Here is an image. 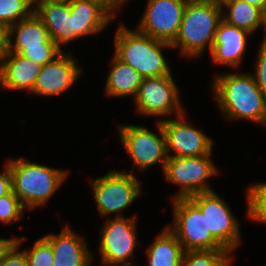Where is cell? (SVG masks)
<instances>
[{
    "label": "cell",
    "instance_id": "obj_1",
    "mask_svg": "<svg viewBox=\"0 0 266 266\" xmlns=\"http://www.w3.org/2000/svg\"><path fill=\"white\" fill-rule=\"evenodd\" d=\"M216 73L211 89L225 120H248L266 127V96L251 72Z\"/></svg>",
    "mask_w": 266,
    "mask_h": 266
},
{
    "label": "cell",
    "instance_id": "obj_2",
    "mask_svg": "<svg viewBox=\"0 0 266 266\" xmlns=\"http://www.w3.org/2000/svg\"><path fill=\"white\" fill-rule=\"evenodd\" d=\"M7 161L13 192L24 207L31 211L47 205L70 173L69 170L35 163L21 156Z\"/></svg>",
    "mask_w": 266,
    "mask_h": 266
},
{
    "label": "cell",
    "instance_id": "obj_3",
    "mask_svg": "<svg viewBox=\"0 0 266 266\" xmlns=\"http://www.w3.org/2000/svg\"><path fill=\"white\" fill-rule=\"evenodd\" d=\"M114 55L132 66L142 78L160 77L171 74L169 59L164 49H173L170 43L154 39L120 23L114 34Z\"/></svg>",
    "mask_w": 266,
    "mask_h": 266
},
{
    "label": "cell",
    "instance_id": "obj_4",
    "mask_svg": "<svg viewBox=\"0 0 266 266\" xmlns=\"http://www.w3.org/2000/svg\"><path fill=\"white\" fill-rule=\"evenodd\" d=\"M222 14L219 4L187 2L172 48L190 59L201 57L206 49L210 52Z\"/></svg>",
    "mask_w": 266,
    "mask_h": 266
},
{
    "label": "cell",
    "instance_id": "obj_5",
    "mask_svg": "<svg viewBox=\"0 0 266 266\" xmlns=\"http://www.w3.org/2000/svg\"><path fill=\"white\" fill-rule=\"evenodd\" d=\"M135 167L128 171L109 170L105 175L90 180L98 214L107 219L110 215L122 217V212L142 196L141 183L134 174Z\"/></svg>",
    "mask_w": 266,
    "mask_h": 266
},
{
    "label": "cell",
    "instance_id": "obj_6",
    "mask_svg": "<svg viewBox=\"0 0 266 266\" xmlns=\"http://www.w3.org/2000/svg\"><path fill=\"white\" fill-rule=\"evenodd\" d=\"M6 51L45 65L63 51L50 37L41 18L33 11L7 29ZM13 38V39H12Z\"/></svg>",
    "mask_w": 266,
    "mask_h": 266
},
{
    "label": "cell",
    "instance_id": "obj_7",
    "mask_svg": "<svg viewBox=\"0 0 266 266\" xmlns=\"http://www.w3.org/2000/svg\"><path fill=\"white\" fill-rule=\"evenodd\" d=\"M156 132L143 125H118V135L128 157L139 172L161 163L162 172L167 162L166 136L160 121L156 122ZM158 131V132H157Z\"/></svg>",
    "mask_w": 266,
    "mask_h": 266
},
{
    "label": "cell",
    "instance_id": "obj_8",
    "mask_svg": "<svg viewBox=\"0 0 266 266\" xmlns=\"http://www.w3.org/2000/svg\"><path fill=\"white\" fill-rule=\"evenodd\" d=\"M137 216L107 218L100 227L99 253L101 264L137 266L134 259L137 240ZM133 258V259H132Z\"/></svg>",
    "mask_w": 266,
    "mask_h": 266
},
{
    "label": "cell",
    "instance_id": "obj_9",
    "mask_svg": "<svg viewBox=\"0 0 266 266\" xmlns=\"http://www.w3.org/2000/svg\"><path fill=\"white\" fill-rule=\"evenodd\" d=\"M172 223L166 225L184 251L226 250L207 229L206 217L189 198L171 200Z\"/></svg>",
    "mask_w": 266,
    "mask_h": 266
},
{
    "label": "cell",
    "instance_id": "obj_10",
    "mask_svg": "<svg viewBox=\"0 0 266 266\" xmlns=\"http://www.w3.org/2000/svg\"><path fill=\"white\" fill-rule=\"evenodd\" d=\"M212 154L196 157H168L163 174L166 181L178 185L171 199L188 198L191 195L213 191L208 180L219 172Z\"/></svg>",
    "mask_w": 266,
    "mask_h": 266
},
{
    "label": "cell",
    "instance_id": "obj_11",
    "mask_svg": "<svg viewBox=\"0 0 266 266\" xmlns=\"http://www.w3.org/2000/svg\"><path fill=\"white\" fill-rule=\"evenodd\" d=\"M172 74L142 79L138 93L133 99L136 114L156 117L157 121H162L165 117H176L186 112Z\"/></svg>",
    "mask_w": 266,
    "mask_h": 266
},
{
    "label": "cell",
    "instance_id": "obj_12",
    "mask_svg": "<svg viewBox=\"0 0 266 266\" xmlns=\"http://www.w3.org/2000/svg\"><path fill=\"white\" fill-rule=\"evenodd\" d=\"M206 217L207 229L231 254L242 244L240 220L228 202L215 191L197 193L188 197Z\"/></svg>",
    "mask_w": 266,
    "mask_h": 266
},
{
    "label": "cell",
    "instance_id": "obj_13",
    "mask_svg": "<svg viewBox=\"0 0 266 266\" xmlns=\"http://www.w3.org/2000/svg\"><path fill=\"white\" fill-rule=\"evenodd\" d=\"M186 112L160 121L166 136L168 157H196L213 154L214 141L203 130L188 123Z\"/></svg>",
    "mask_w": 266,
    "mask_h": 266
},
{
    "label": "cell",
    "instance_id": "obj_14",
    "mask_svg": "<svg viewBox=\"0 0 266 266\" xmlns=\"http://www.w3.org/2000/svg\"><path fill=\"white\" fill-rule=\"evenodd\" d=\"M186 4V0H148L136 29L171 44L178 34Z\"/></svg>",
    "mask_w": 266,
    "mask_h": 266
},
{
    "label": "cell",
    "instance_id": "obj_15",
    "mask_svg": "<svg viewBox=\"0 0 266 266\" xmlns=\"http://www.w3.org/2000/svg\"><path fill=\"white\" fill-rule=\"evenodd\" d=\"M62 52L53 61L43 65L31 95L37 97L59 96L72 89L83 73L77 59L70 51Z\"/></svg>",
    "mask_w": 266,
    "mask_h": 266
},
{
    "label": "cell",
    "instance_id": "obj_16",
    "mask_svg": "<svg viewBox=\"0 0 266 266\" xmlns=\"http://www.w3.org/2000/svg\"><path fill=\"white\" fill-rule=\"evenodd\" d=\"M251 33L225 22L223 19L215 33V40L210 52L211 62L238 69L247 51ZM240 65V66H239Z\"/></svg>",
    "mask_w": 266,
    "mask_h": 266
},
{
    "label": "cell",
    "instance_id": "obj_17",
    "mask_svg": "<svg viewBox=\"0 0 266 266\" xmlns=\"http://www.w3.org/2000/svg\"><path fill=\"white\" fill-rule=\"evenodd\" d=\"M53 250V266H91L95 258L86 238L78 235L70 225L62 227L59 234L49 233L42 236Z\"/></svg>",
    "mask_w": 266,
    "mask_h": 266
},
{
    "label": "cell",
    "instance_id": "obj_18",
    "mask_svg": "<svg viewBox=\"0 0 266 266\" xmlns=\"http://www.w3.org/2000/svg\"><path fill=\"white\" fill-rule=\"evenodd\" d=\"M42 67L34 60L6 51L0 58V88L31 93Z\"/></svg>",
    "mask_w": 266,
    "mask_h": 266
},
{
    "label": "cell",
    "instance_id": "obj_19",
    "mask_svg": "<svg viewBox=\"0 0 266 266\" xmlns=\"http://www.w3.org/2000/svg\"><path fill=\"white\" fill-rule=\"evenodd\" d=\"M34 11L49 31L51 39L63 50L74 41V23L70 3L34 2Z\"/></svg>",
    "mask_w": 266,
    "mask_h": 266
},
{
    "label": "cell",
    "instance_id": "obj_20",
    "mask_svg": "<svg viewBox=\"0 0 266 266\" xmlns=\"http://www.w3.org/2000/svg\"><path fill=\"white\" fill-rule=\"evenodd\" d=\"M71 16L74 23V41L90 35L100 34L114 20L98 4L88 0H72Z\"/></svg>",
    "mask_w": 266,
    "mask_h": 266
},
{
    "label": "cell",
    "instance_id": "obj_21",
    "mask_svg": "<svg viewBox=\"0 0 266 266\" xmlns=\"http://www.w3.org/2000/svg\"><path fill=\"white\" fill-rule=\"evenodd\" d=\"M111 67L105 80L104 92L108 97H136L142 82L140 74L130 65L112 55Z\"/></svg>",
    "mask_w": 266,
    "mask_h": 266
},
{
    "label": "cell",
    "instance_id": "obj_22",
    "mask_svg": "<svg viewBox=\"0 0 266 266\" xmlns=\"http://www.w3.org/2000/svg\"><path fill=\"white\" fill-rule=\"evenodd\" d=\"M145 251L149 266H180L185 252L178 238L167 226L156 235Z\"/></svg>",
    "mask_w": 266,
    "mask_h": 266
},
{
    "label": "cell",
    "instance_id": "obj_23",
    "mask_svg": "<svg viewBox=\"0 0 266 266\" xmlns=\"http://www.w3.org/2000/svg\"><path fill=\"white\" fill-rule=\"evenodd\" d=\"M222 19L254 34L261 29L263 10L243 0H228L221 5ZM226 9V10H225ZM227 13V14H225Z\"/></svg>",
    "mask_w": 266,
    "mask_h": 266
},
{
    "label": "cell",
    "instance_id": "obj_24",
    "mask_svg": "<svg viewBox=\"0 0 266 266\" xmlns=\"http://www.w3.org/2000/svg\"><path fill=\"white\" fill-rule=\"evenodd\" d=\"M233 254L227 250L185 251L180 266H231Z\"/></svg>",
    "mask_w": 266,
    "mask_h": 266
},
{
    "label": "cell",
    "instance_id": "obj_25",
    "mask_svg": "<svg viewBox=\"0 0 266 266\" xmlns=\"http://www.w3.org/2000/svg\"><path fill=\"white\" fill-rule=\"evenodd\" d=\"M245 192L246 218L250 222L266 224V182L248 185Z\"/></svg>",
    "mask_w": 266,
    "mask_h": 266
},
{
    "label": "cell",
    "instance_id": "obj_26",
    "mask_svg": "<svg viewBox=\"0 0 266 266\" xmlns=\"http://www.w3.org/2000/svg\"><path fill=\"white\" fill-rule=\"evenodd\" d=\"M34 11V0H0V24L7 30Z\"/></svg>",
    "mask_w": 266,
    "mask_h": 266
},
{
    "label": "cell",
    "instance_id": "obj_27",
    "mask_svg": "<svg viewBox=\"0 0 266 266\" xmlns=\"http://www.w3.org/2000/svg\"><path fill=\"white\" fill-rule=\"evenodd\" d=\"M25 210L26 208L13 191L0 197V222L4 225L12 226L16 221H21Z\"/></svg>",
    "mask_w": 266,
    "mask_h": 266
},
{
    "label": "cell",
    "instance_id": "obj_28",
    "mask_svg": "<svg viewBox=\"0 0 266 266\" xmlns=\"http://www.w3.org/2000/svg\"><path fill=\"white\" fill-rule=\"evenodd\" d=\"M22 251L25 253L28 266H53V250L43 237L35 240L32 248Z\"/></svg>",
    "mask_w": 266,
    "mask_h": 266
},
{
    "label": "cell",
    "instance_id": "obj_29",
    "mask_svg": "<svg viewBox=\"0 0 266 266\" xmlns=\"http://www.w3.org/2000/svg\"><path fill=\"white\" fill-rule=\"evenodd\" d=\"M258 49L254 63L255 71L251 74L261 92L266 96V47L259 45Z\"/></svg>",
    "mask_w": 266,
    "mask_h": 266
},
{
    "label": "cell",
    "instance_id": "obj_30",
    "mask_svg": "<svg viewBox=\"0 0 266 266\" xmlns=\"http://www.w3.org/2000/svg\"><path fill=\"white\" fill-rule=\"evenodd\" d=\"M25 236L17 238V244L13 249L2 259L0 266H28L25 253L19 247L24 242Z\"/></svg>",
    "mask_w": 266,
    "mask_h": 266
},
{
    "label": "cell",
    "instance_id": "obj_31",
    "mask_svg": "<svg viewBox=\"0 0 266 266\" xmlns=\"http://www.w3.org/2000/svg\"><path fill=\"white\" fill-rule=\"evenodd\" d=\"M98 4L104 9L113 19H116L120 8L125 4L122 0H88Z\"/></svg>",
    "mask_w": 266,
    "mask_h": 266
},
{
    "label": "cell",
    "instance_id": "obj_32",
    "mask_svg": "<svg viewBox=\"0 0 266 266\" xmlns=\"http://www.w3.org/2000/svg\"><path fill=\"white\" fill-rule=\"evenodd\" d=\"M13 191L12 175L7 163L0 172V197L6 196Z\"/></svg>",
    "mask_w": 266,
    "mask_h": 266
},
{
    "label": "cell",
    "instance_id": "obj_33",
    "mask_svg": "<svg viewBox=\"0 0 266 266\" xmlns=\"http://www.w3.org/2000/svg\"><path fill=\"white\" fill-rule=\"evenodd\" d=\"M17 237L0 238V262L17 244Z\"/></svg>",
    "mask_w": 266,
    "mask_h": 266
},
{
    "label": "cell",
    "instance_id": "obj_34",
    "mask_svg": "<svg viewBox=\"0 0 266 266\" xmlns=\"http://www.w3.org/2000/svg\"><path fill=\"white\" fill-rule=\"evenodd\" d=\"M7 30L0 24V58L6 52Z\"/></svg>",
    "mask_w": 266,
    "mask_h": 266
},
{
    "label": "cell",
    "instance_id": "obj_35",
    "mask_svg": "<svg viewBox=\"0 0 266 266\" xmlns=\"http://www.w3.org/2000/svg\"><path fill=\"white\" fill-rule=\"evenodd\" d=\"M261 28L264 31L261 43L259 44L260 46L266 47V10L263 11L262 14V24H261Z\"/></svg>",
    "mask_w": 266,
    "mask_h": 266
},
{
    "label": "cell",
    "instance_id": "obj_36",
    "mask_svg": "<svg viewBox=\"0 0 266 266\" xmlns=\"http://www.w3.org/2000/svg\"><path fill=\"white\" fill-rule=\"evenodd\" d=\"M248 2L250 5L257 6L261 8L263 11L266 10V0H243Z\"/></svg>",
    "mask_w": 266,
    "mask_h": 266
},
{
    "label": "cell",
    "instance_id": "obj_37",
    "mask_svg": "<svg viewBox=\"0 0 266 266\" xmlns=\"http://www.w3.org/2000/svg\"><path fill=\"white\" fill-rule=\"evenodd\" d=\"M72 0H34V2H47V3H70Z\"/></svg>",
    "mask_w": 266,
    "mask_h": 266
},
{
    "label": "cell",
    "instance_id": "obj_38",
    "mask_svg": "<svg viewBox=\"0 0 266 266\" xmlns=\"http://www.w3.org/2000/svg\"><path fill=\"white\" fill-rule=\"evenodd\" d=\"M187 2L215 3V0H186Z\"/></svg>",
    "mask_w": 266,
    "mask_h": 266
},
{
    "label": "cell",
    "instance_id": "obj_39",
    "mask_svg": "<svg viewBox=\"0 0 266 266\" xmlns=\"http://www.w3.org/2000/svg\"><path fill=\"white\" fill-rule=\"evenodd\" d=\"M228 0H215L216 4L222 5L223 3H225Z\"/></svg>",
    "mask_w": 266,
    "mask_h": 266
},
{
    "label": "cell",
    "instance_id": "obj_40",
    "mask_svg": "<svg viewBox=\"0 0 266 266\" xmlns=\"http://www.w3.org/2000/svg\"><path fill=\"white\" fill-rule=\"evenodd\" d=\"M102 266H116V265H106V264H101Z\"/></svg>",
    "mask_w": 266,
    "mask_h": 266
}]
</instances>
